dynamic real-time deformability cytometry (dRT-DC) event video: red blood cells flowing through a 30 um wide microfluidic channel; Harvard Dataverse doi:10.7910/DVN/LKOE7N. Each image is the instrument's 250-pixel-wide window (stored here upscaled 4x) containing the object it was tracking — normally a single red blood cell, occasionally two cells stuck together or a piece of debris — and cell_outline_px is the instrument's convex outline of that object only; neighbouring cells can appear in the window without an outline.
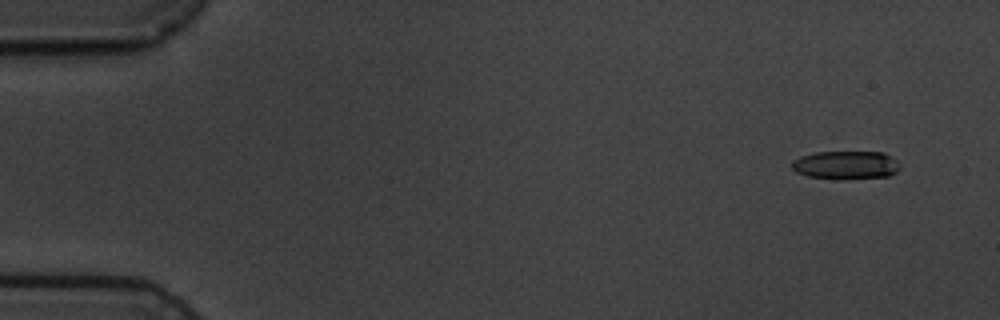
{"species": "common noctule bat (a hibernating species)", "species_latin": "Nyctalus noctula", "temperature_condition": "cold", "stored_images_in_passage": 6, "camera_frame_rate_fps": 3000, "um_per_image_px": 0.085, "animal": {"sex": "male", "body_mass_g": 19.5, "forearm_length_mm": 54.6}, "frame": {"image": 1, "passage_image": 2, "time_ms": 1.0, "image_size_px": [1000, 320], "cell_outline_px": [[900, 168], [896, 172], [888, 176], [844, 180], [840, 180], [808, 176], [796, 172], [792, 168], [792, 160], [800, 156], [816, 152], [884, 152], [896, 160]], "centroid_in_image_um": [71.89, 14.04], "position_along_channel_um": 13.1, "area_um2": 18.03}}
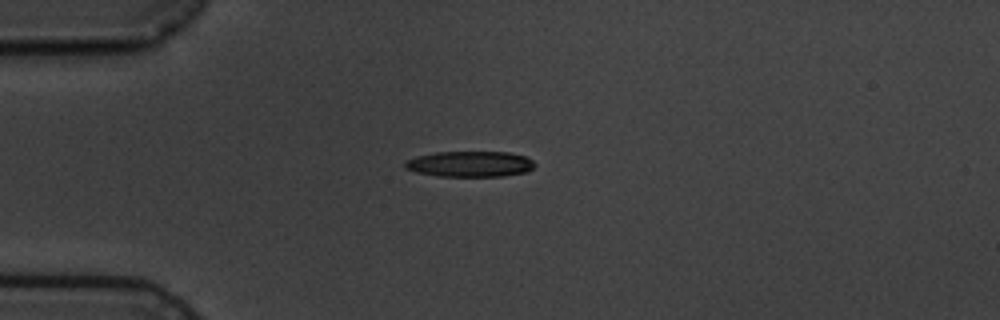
{"frame": {"image": 2, "passage_image": 5, "time_ms": 4.667, "image_size_px": [1000, 320], "cell_outline_px": [[536, 164], [528, 172], [504, 176], [436, 176], [416, 172], [404, 168], [404, 164], [408, 160], [416, 156], [436, 152], [508, 152], [524, 156], [532, 160]], "centroid_in_image_um": [39.96, 13.94], "position_along_channel_um": 45.0, "area_um2": 19.48}}